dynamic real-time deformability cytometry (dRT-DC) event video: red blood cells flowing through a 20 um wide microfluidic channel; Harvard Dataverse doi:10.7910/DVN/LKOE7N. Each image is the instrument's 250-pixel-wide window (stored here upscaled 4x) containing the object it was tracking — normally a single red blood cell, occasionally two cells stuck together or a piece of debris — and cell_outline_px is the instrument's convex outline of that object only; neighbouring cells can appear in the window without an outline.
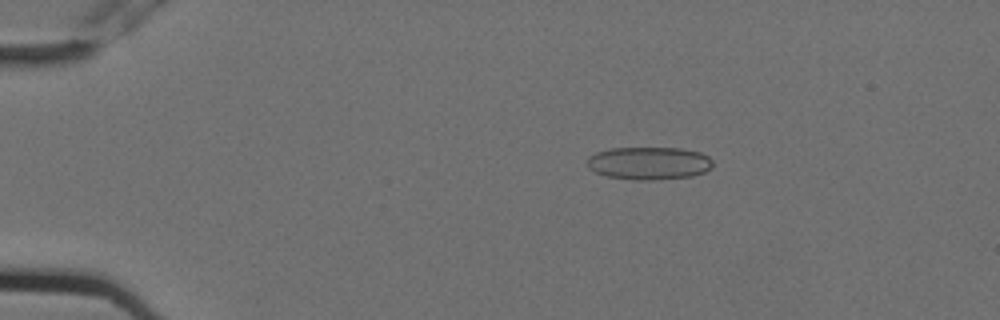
{"species": "Egyptian fruit bat (a non-hibernating species)", "species_latin": "Rousettus aegyptiacus", "temperature_condition": "cold", "stored_images_in_passage": 6, "segment_of_instrument_passage": [1, 2], "camera_frame_rate_fps": 3000, "um_per_image_px": 0.085, "animal": {"sex": "female"}, "frame": {"image": 1, "passage_image": 3, "time_ms": 0.667, "image_size_px": [1000, 320], "cell_outline_px": [[712, 168], [704, 172], [692, 176], [648, 180], [632, 180], [604, 176], [588, 168], [588, 156], [596, 152], [612, 148], [680, 148], [700, 152], [708, 156], [712, 160]], "centroid_in_image_um": [55.15, 13.87], "position_along_channel_um": 29.8, "area_um2": 24.1}}